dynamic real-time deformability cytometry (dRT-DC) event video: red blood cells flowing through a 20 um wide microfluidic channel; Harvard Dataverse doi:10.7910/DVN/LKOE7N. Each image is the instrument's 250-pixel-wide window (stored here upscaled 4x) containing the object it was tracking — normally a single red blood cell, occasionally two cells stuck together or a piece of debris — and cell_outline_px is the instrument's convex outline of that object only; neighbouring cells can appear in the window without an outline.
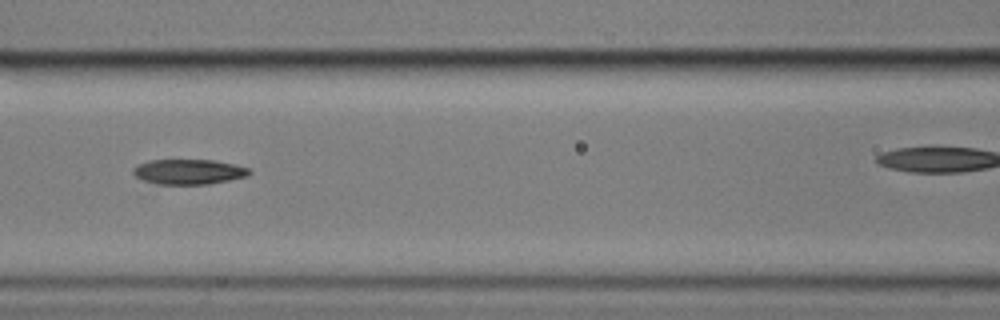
{"species": "common noctule bat (a hibernating species)", "species_latin": "Nyctalus noctula", "temperature_condition": "cold", "stored_images_in_passage": 9, "camera_frame_rate_fps": 3000, "um_per_image_px": 0.085, "animal": {"sex": "male", "body_mass_g": 17.9}, "frame": {"image": 1, "passage_image": 5, "time_ms": 4.667, "image_size_px": [1000, 320], "cell_outline_px": [[252, 172], [248, 176], [208, 184], [156, 184], [144, 180], [136, 176], [132, 172], [132, 168], [148, 160], [216, 160], [236, 164], [248, 168]], "centroid_in_image_um": [16.06, 14.59], "position_along_channel_um": 150.5, "area_um2": 16.99}}
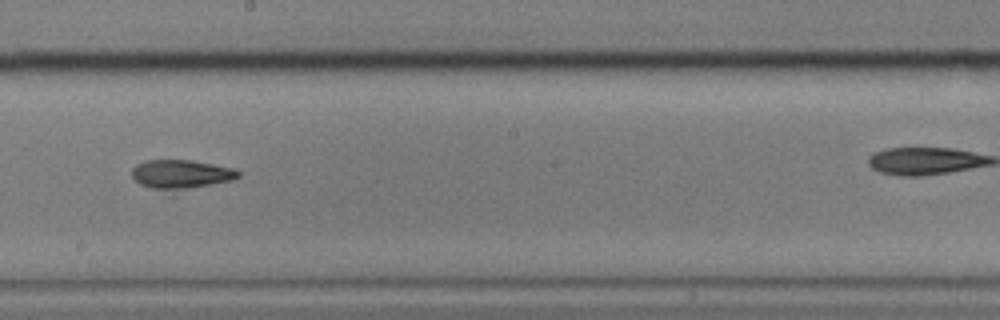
{"frame": {"image": 2, "passage_image": 7, "time_ms": 7.0, "image_size_px": [1000, 320], "cell_outline_px": [[240, 176], [232, 180], [172, 196], [140, 184], [132, 176], [132, 168], [136, 164], [144, 160], [192, 160], [232, 168], [240, 172]], "centroid_in_image_um": [15.37, 14.9], "position_along_channel_um": 232.8, "area_um2": 19.25}}
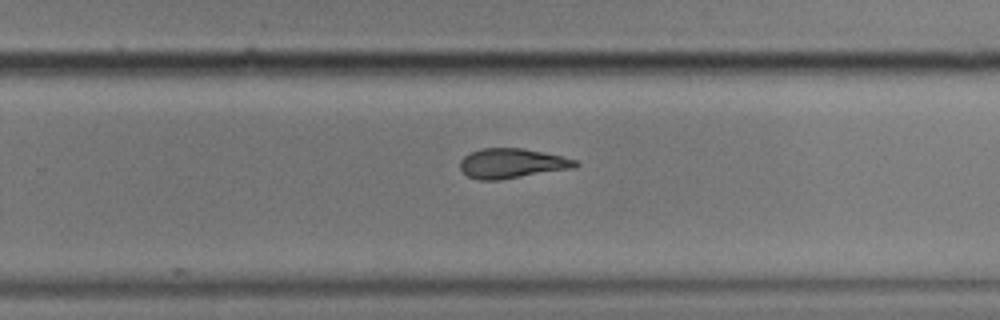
{"frame": {"image": 3, "passage_image": 9, "time_ms": 10.333, "image_size_px": [1000, 320], "cell_outline_px": [[580, 164], [576, 168], [500, 180], [480, 180], [468, 176], [460, 168], [460, 160], [464, 156], [480, 148], [520, 148], [544, 152], [576, 160]], "centroid_in_image_um": [43.53, 13.89], "position_along_channel_um": 286.3, "area_um2": 20.06}}